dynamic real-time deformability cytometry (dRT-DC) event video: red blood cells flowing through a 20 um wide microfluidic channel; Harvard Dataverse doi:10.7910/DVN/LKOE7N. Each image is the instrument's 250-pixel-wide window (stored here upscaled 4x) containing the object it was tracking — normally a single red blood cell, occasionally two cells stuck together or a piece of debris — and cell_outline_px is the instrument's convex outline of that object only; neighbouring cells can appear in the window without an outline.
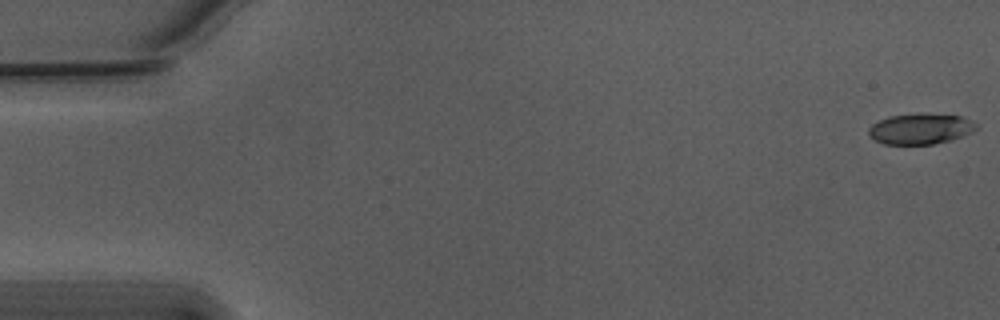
{"species": "Egyptian fruit bat (a non-hibernating species)", "species_latin": "Rousettus aegyptiacus", "temperature_condition": "warm", "stored_images_in_passage": 11, "camera_frame_rate_fps": 3000, "um_per_image_px": 0.085, "animal": {"sex": "male"}, "frame": {"image": 1, "passage_image": 1, "time_ms": 0.0, "image_size_px": [1000, 320], "cell_outline_px": [[976, 128], [972, 132], [952, 140], [932, 144], [884, 144], [876, 140], [868, 132], [868, 128], [872, 124], [888, 116], [960, 116], [976, 124]], "centroid_in_image_um": [78.21, 11.0], "position_along_channel_um": 6.8, "area_um2": 18.21}}